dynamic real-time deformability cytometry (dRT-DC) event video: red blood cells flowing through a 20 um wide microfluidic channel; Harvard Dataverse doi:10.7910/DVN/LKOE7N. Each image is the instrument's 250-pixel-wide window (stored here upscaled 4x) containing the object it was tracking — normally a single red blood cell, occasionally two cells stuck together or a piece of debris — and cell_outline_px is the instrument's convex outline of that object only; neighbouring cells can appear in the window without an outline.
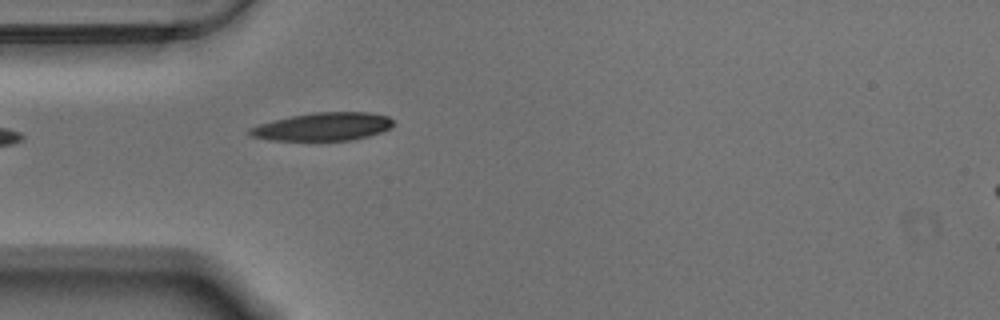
{"species": "Egyptian fruit bat (a non-hibernating species)", "species_latin": "Rousettus aegyptiacus", "temperature_condition": "warm", "stored_images_in_passage": 6, "camera_frame_rate_fps": 3000, "um_per_image_px": 0.085, "animal": {"sex": "male"}, "frame": {"image": 1, "passage_image": 1, "time_ms": 0.0, "image_size_px": [1000, 320], "cell_outline_px": [[392, 128], [368, 136], [348, 140], [268, 140], [252, 136], [248, 132], [248, 128], [260, 124], [292, 116], [312, 112], [372, 112], [388, 116], [392, 120]], "centroid_in_image_um": [27.47, 10.76], "position_along_channel_um": 57.5, "area_um2": 23.29}}